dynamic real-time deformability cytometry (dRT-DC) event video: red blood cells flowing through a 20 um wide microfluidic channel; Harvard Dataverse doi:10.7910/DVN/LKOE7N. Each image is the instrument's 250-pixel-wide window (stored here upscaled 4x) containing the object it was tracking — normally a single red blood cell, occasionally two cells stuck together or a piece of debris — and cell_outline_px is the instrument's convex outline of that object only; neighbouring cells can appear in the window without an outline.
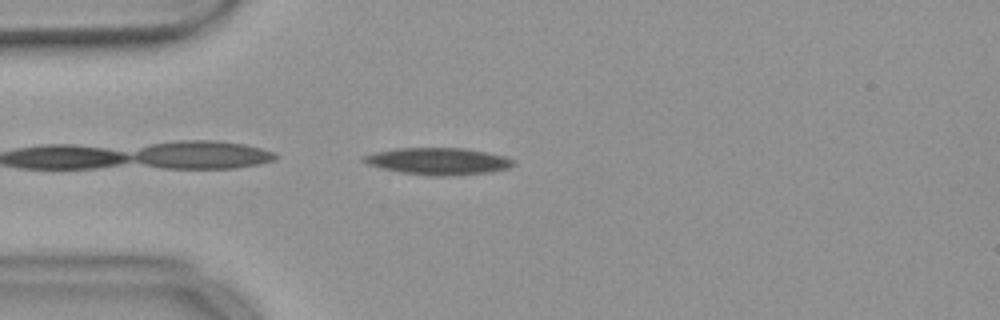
{"species": "common noctule bat (a hibernating species)", "species_latin": "Nyctalus noctula", "temperature_condition": "warm", "stored_images_in_passage": 36, "camera_frame_rate_fps": 3000, "um_per_image_px": 0.085, "animal": {"sex": "female", "body_mass_g": 18.4}, "frame": {"image": 1, "passage_image": 2, "time_ms": 0.333, "image_size_px": [1000, 320], "cell_outline_px": [[516, 164], [508, 168], [488, 172], [452, 176], [436, 176], [400, 172], [380, 168], [368, 164], [360, 160], [364, 156], [376, 152], [396, 148], [464, 148], [504, 156], [512, 160]], "centroid_in_image_um": [37.22, 13.71], "position_along_channel_um": 47.8, "area_um2": 23.29}}
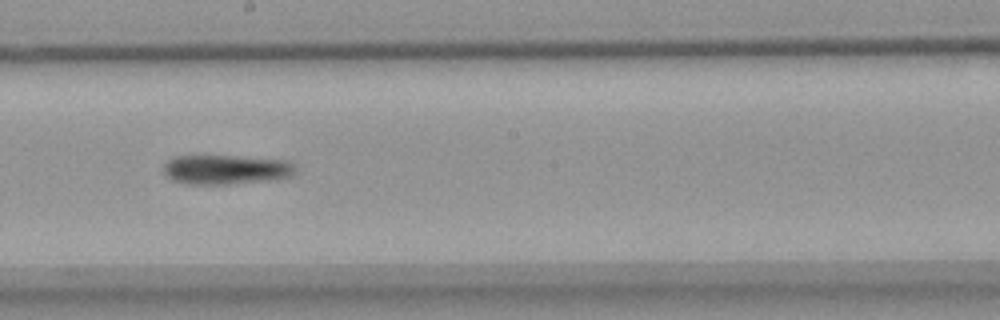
{"frame": {"image": 2, "passage_image": 18, "time_ms": 5.667, "image_size_px": [1000, 320], "cell_outline_px": [[296, 172], [288, 176], [272, 180], [228, 184], [184, 184], [172, 180], [164, 176], [164, 164], [172, 156], [228, 156], [288, 160], [296, 168]], "centroid_in_image_um": [19.16, 14.42], "position_along_channel_um": 229.0, "area_um2": 22.72}}
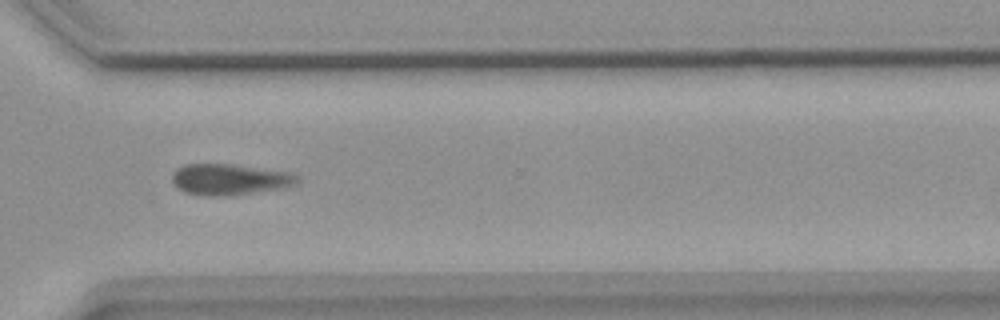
{"frame": {"image": 3, "passage_image": 28, "time_ms": 9.0, "image_size_px": [1000, 320], "cell_outline_px": [[300, 176], [292, 184], [284, 188], [228, 196], [200, 196], [184, 192], [176, 188], [172, 180], [172, 172], [176, 168], [184, 164], [232, 164], [288, 172]], "centroid_in_image_um": [19.43, 15.26], "position_along_channel_um": 351.2, "area_um2": 22.77}}